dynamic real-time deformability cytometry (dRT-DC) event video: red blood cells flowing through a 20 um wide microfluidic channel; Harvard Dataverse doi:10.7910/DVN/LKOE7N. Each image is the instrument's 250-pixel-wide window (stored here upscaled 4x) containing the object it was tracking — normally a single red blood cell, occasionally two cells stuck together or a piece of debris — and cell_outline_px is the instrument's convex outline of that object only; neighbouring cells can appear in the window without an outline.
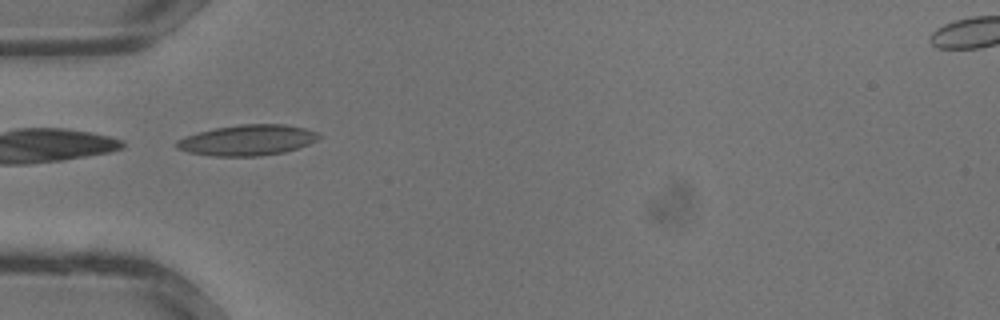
{"species": "common noctule bat (a hibernating species)", "species_latin": "Nyctalus noctula", "temperature_condition": "warm", "stored_images_in_passage": 23, "camera_frame_rate_fps": 3000, "um_per_image_px": 0.085, "animal": {"sex": "male", "body_mass_g": 13.3}, "frame": {"image": 1, "passage_image": 2, "time_ms": 0.333, "image_size_px": [1000, 320], "cell_outline_px": [[320, 136], [316, 140], [308, 144], [284, 152], [260, 156], [212, 156], [188, 152], [176, 148], [176, 140], [184, 136], [216, 128], [240, 124], [284, 124], [304, 128], [316, 132]], "centroid_in_image_um": [21.0, 11.91], "position_along_channel_um": 64.0, "area_um2": 25.26}}
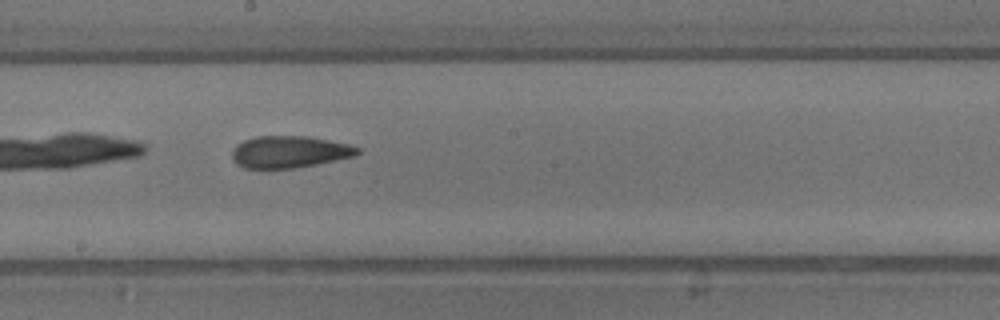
{"frame": {"image": 2, "passage_image": 10, "time_ms": 3.0, "image_size_px": [1000, 320], "cell_outline_px": [[360, 152], [356, 156], [316, 164], [292, 168], [244, 168], [232, 156], [232, 148], [236, 144], [244, 140], [256, 136], [308, 136], [348, 144], [360, 148]], "centroid_in_image_um": [24.62, 12.89], "position_along_channel_um": 223.6, "area_um2": 23.18}}
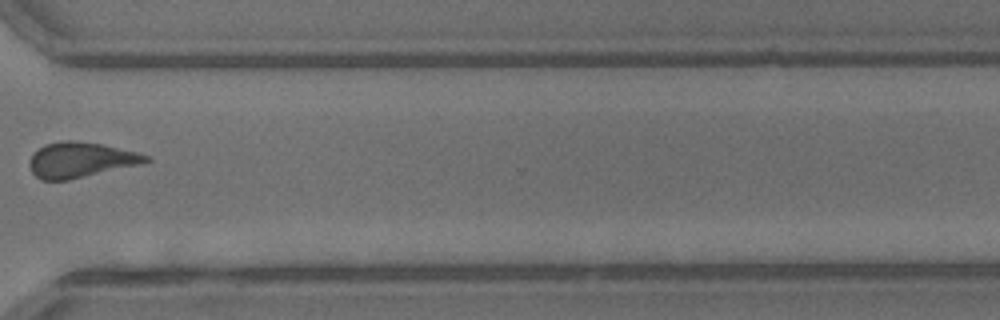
{"frame": {"image": 3, "passage_image": 17, "time_ms": 5.333, "image_size_px": [1000, 320], "cell_outline_px": [[152, 160], [140, 164], [68, 180], [40, 180], [32, 172], [28, 164], [28, 160], [32, 152], [44, 144], [64, 140], [76, 140], [100, 144], [136, 152], [152, 156]], "centroid_in_image_um": [6.8, 13.58], "position_along_channel_um": 363.8, "area_um2": 24.04}}